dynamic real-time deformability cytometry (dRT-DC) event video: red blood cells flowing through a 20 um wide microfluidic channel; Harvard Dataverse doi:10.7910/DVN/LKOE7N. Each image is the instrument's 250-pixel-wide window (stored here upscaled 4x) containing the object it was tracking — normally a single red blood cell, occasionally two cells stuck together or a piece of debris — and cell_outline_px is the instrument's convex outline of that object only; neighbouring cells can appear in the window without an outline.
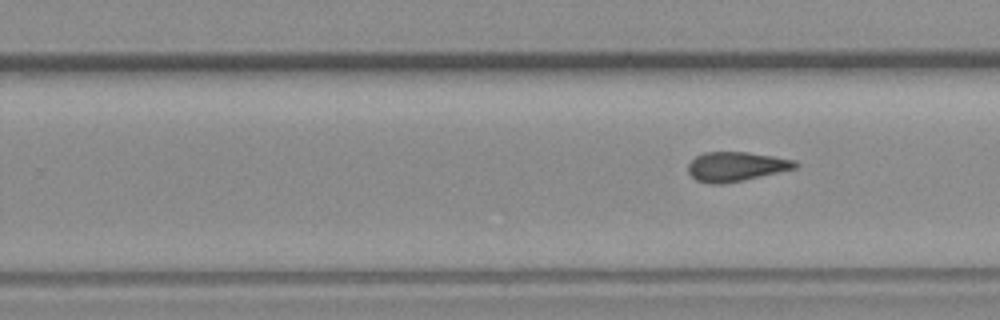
{"species": "common noctule bat (a hibernating species)", "species_latin": "Nyctalus noctula", "temperature_condition": "room temperature", "stored_images_in_passage": 8, "segment_of_instrument_passage": [2, 2], "camera_frame_rate_fps": 3000, "um_per_image_px": 0.085, "animal": {"sex": "female", "body_mass_g": 19.3, "forearm_length_mm": 54.1}, "frame": {"image": 1, "passage_image": 8, "time_ms": 9.0, "image_size_px": [1000, 320], "cell_outline_px": [[800, 164], [796, 168], [744, 180], [724, 184], [708, 184], [696, 180], [688, 172], [688, 164], [696, 156], [704, 152], [748, 152], [796, 160]], "centroid_in_image_um": [62.56, 14.16], "position_along_channel_um": 267.2, "area_um2": 18.44}}